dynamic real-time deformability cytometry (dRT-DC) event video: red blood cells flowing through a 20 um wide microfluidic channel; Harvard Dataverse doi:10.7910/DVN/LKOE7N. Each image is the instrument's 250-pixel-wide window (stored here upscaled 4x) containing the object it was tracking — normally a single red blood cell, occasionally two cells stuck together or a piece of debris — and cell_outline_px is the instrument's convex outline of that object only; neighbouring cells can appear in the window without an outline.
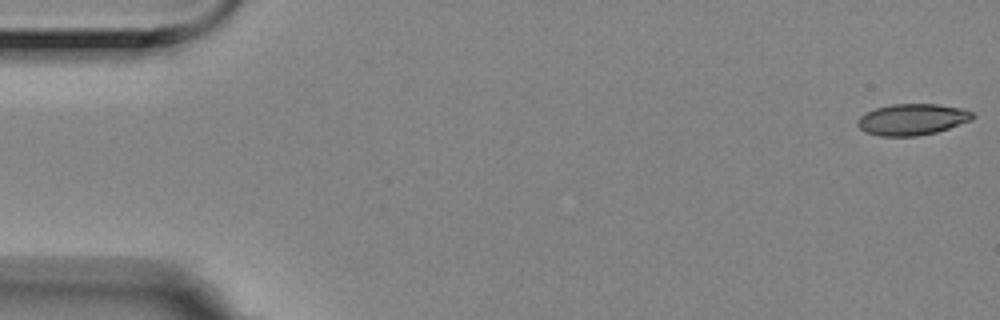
{"species": "Egyptian fruit bat (a non-hibernating species)", "species_latin": "Rousettus aegyptiacus", "temperature_condition": "room temperature", "stored_images_in_passage": 14, "camera_frame_rate_fps": 3000, "um_per_image_px": 0.085, "animal": {"sex": "female"}, "frame": {"image": 1, "passage_image": 1, "time_ms": 0.0, "image_size_px": [1000, 320], "cell_outline_px": [[976, 116], [972, 120], [936, 132], [916, 136], [880, 136], [864, 132], [856, 124], [856, 120], [864, 112], [876, 108], [892, 104], [936, 104], [964, 108], [972, 112]], "centroid_in_image_um": [77.52, 10.15], "position_along_channel_um": 7.5, "area_um2": 21.15}}